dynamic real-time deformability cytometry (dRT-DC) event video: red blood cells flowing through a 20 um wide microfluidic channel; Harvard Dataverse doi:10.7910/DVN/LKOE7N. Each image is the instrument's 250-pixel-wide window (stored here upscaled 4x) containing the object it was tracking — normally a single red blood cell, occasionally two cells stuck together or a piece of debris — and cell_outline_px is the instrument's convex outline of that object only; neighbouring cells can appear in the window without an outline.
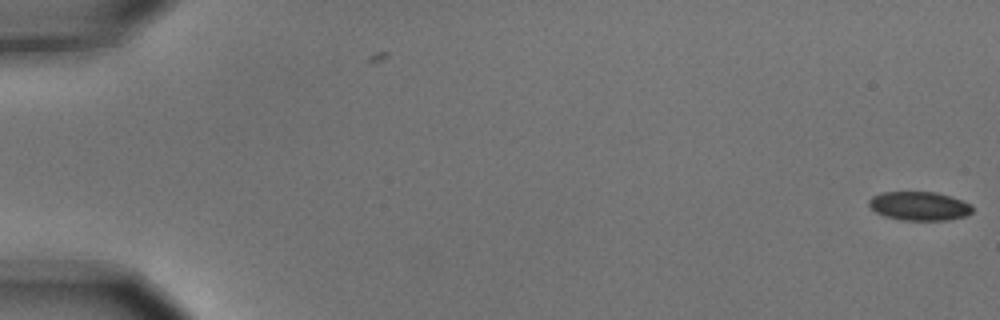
{"species": "common noctule bat (a hibernating species)", "species_latin": "Nyctalus noctula", "temperature_condition": "cold", "stored_images_in_passage": 2, "camera_frame_rate_fps": 3000, "um_per_image_px": 0.085, "animal": {"sex": "male", "body_mass_g": 15.6}, "frame": {"image": 1, "passage_image": 2, "time_ms": 0.333, "image_size_px": [1000, 320], "cell_outline_px": [[972, 212], [968, 216], [948, 220], [904, 220], [884, 216], [876, 212], [868, 204], [868, 200], [872, 196], [884, 192], [936, 192], [972, 204]], "centroid_in_image_um": [78.15, 17.52], "position_along_channel_um": 6.9, "area_um2": 17.34}}